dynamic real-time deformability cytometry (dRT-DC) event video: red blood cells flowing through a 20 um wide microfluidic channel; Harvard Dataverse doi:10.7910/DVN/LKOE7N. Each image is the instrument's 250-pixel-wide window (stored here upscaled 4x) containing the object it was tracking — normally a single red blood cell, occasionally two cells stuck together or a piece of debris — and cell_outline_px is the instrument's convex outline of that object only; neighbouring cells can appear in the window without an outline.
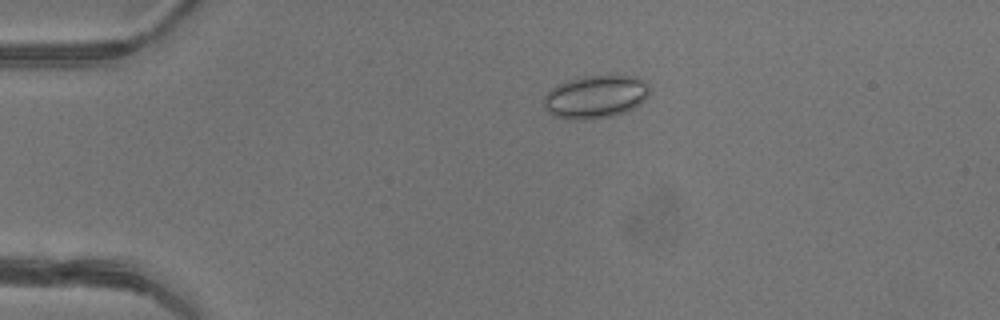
{"species": "common noctule bat (a hibernating species)", "species_latin": "Nyctalus noctula", "temperature_condition": "warm", "stored_images_in_passage": 50, "camera_frame_rate_fps": 3000, "um_per_image_px": 0.085, "animal": {"sex": "female"}, "frame": {"image": 1, "passage_image": 12, "time_ms": 3.667, "image_size_px": [1000, 320], "cell_outline_px": [[652, 88], [648, 96], [640, 104], [624, 112], [612, 116], [580, 120], [568, 120], [552, 116], [544, 108], [544, 96], [556, 84], [564, 80], [580, 76], [616, 72], [636, 76], [644, 80]], "centroid_in_image_um": [50.64, 8.17], "position_along_channel_um": 34.4, "area_um2": 27.74}}
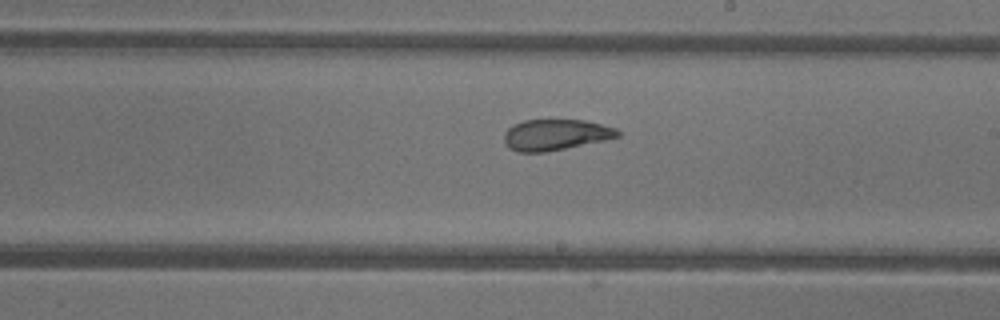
{"frame": {"image": 2, "passage_image": 30, "time_ms": 9.667, "image_size_px": [1000, 320], "cell_outline_px": [[620, 136], [608, 140], [544, 152], [516, 152], [508, 148], [504, 144], [504, 132], [508, 128], [524, 120], [588, 120], [616, 128], [620, 132]], "centroid_in_image_um": [47.24, 11.46], "position_along_channel_um": 241.8, "area_um2": 20.69}}
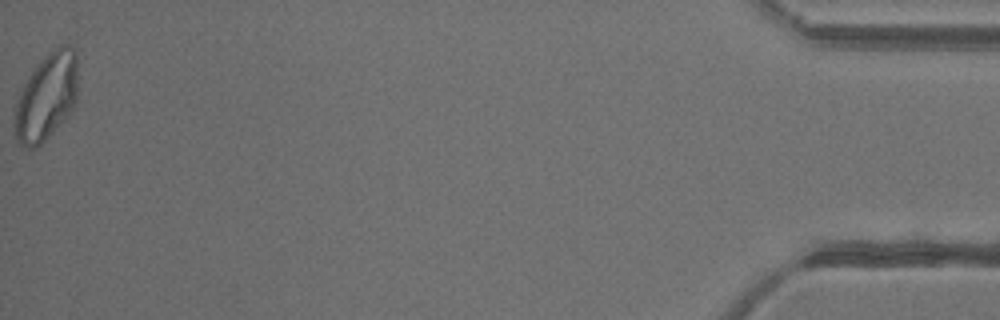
{"frame": {"image": 3, "passage_image": 50, "time_ms": 16.333, "image_size_px": [1000, 320], "cell_outline_px": [[76, 104], [68, 116], [36, 148], [28, 148], [16, 144], [12, 128], [12, 112], [20, 92], [24, 84], [32, 72], [48, 52], [60, 44], [68, 44], [76, 48]], "centroid_in_image_um": [3.91, 8.27], "position_along_channel_um": 431.3, "area_um2": 32.54}, "authors_computed_cell_mechanics": {"area_um2": 24.5072, "velocity_mm_per_s": 4.3183, "shape_relaxation_time_tau1_ms": 8.2086, "shape_relaxation_time_tau2_ms": 1.3026, "deformation_change_tau1": 0.1636, "deformation_change_tau2": 0.0757}}